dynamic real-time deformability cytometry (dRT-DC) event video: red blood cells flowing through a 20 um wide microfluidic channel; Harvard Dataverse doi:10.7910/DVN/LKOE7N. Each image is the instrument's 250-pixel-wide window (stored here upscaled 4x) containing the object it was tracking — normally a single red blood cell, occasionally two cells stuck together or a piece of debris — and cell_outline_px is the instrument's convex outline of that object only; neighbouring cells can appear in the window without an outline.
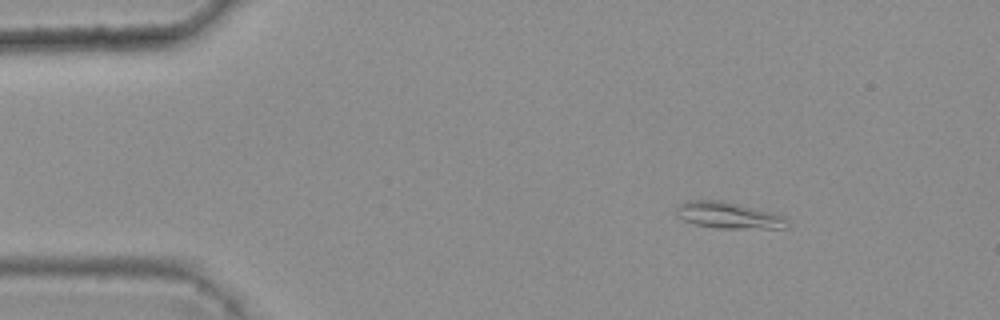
{"species": "common noctule bat (a hibernating species)", "species_latin": "Nyctalus noctula", "temperature_condition": "warm", "stored_images_in_passage": 5, "camera_frame_rate_fps": 3000, "um_per_image_px": 0.085, "animal": {"sex": "female", "body_mass_g": 25.1}, "frame": {"image": 1, "passage_image": 2, "time_ms": 0.333, "image_size_px": [1000, 320], "cell_outline_px": [[788, 228], [720, 228], [696, 224], [684, 220], [676, 216], [676, 204], [688, 200], [724, 200], [776, 212], [788, 216]], "centroid_in_image_um": [61.98, 18.28], "position_along_channel_um": 23.0, "area_um2": 17.57}}
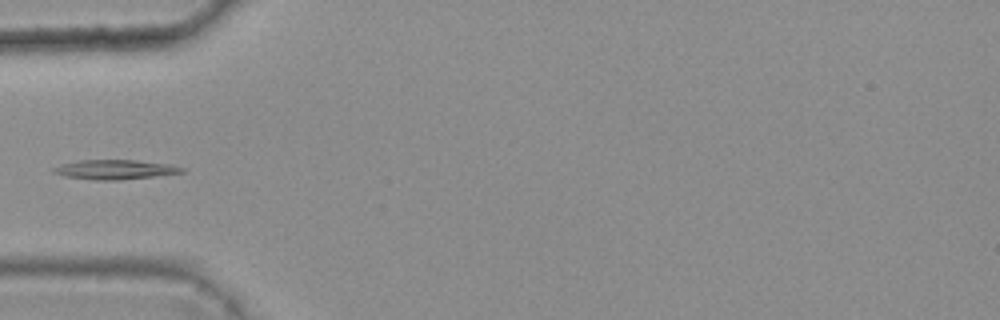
{"frame": {"image": 2, "passage_image": 5, "time_ms": 1.333, "image_size_px": [1000, 320], "cell_outline_px": [[184, 172], [156, 176], [116, 180], [96, 180], [64, 176], [52, 172], [52, 168], [64, 164], [80, 160], [132, 160], [172, 164], [184, 168]], "centroid_in_image_um": [9.8, 14.41], "position_along_channel_um": 75.2, "area_um2": 14.45}}